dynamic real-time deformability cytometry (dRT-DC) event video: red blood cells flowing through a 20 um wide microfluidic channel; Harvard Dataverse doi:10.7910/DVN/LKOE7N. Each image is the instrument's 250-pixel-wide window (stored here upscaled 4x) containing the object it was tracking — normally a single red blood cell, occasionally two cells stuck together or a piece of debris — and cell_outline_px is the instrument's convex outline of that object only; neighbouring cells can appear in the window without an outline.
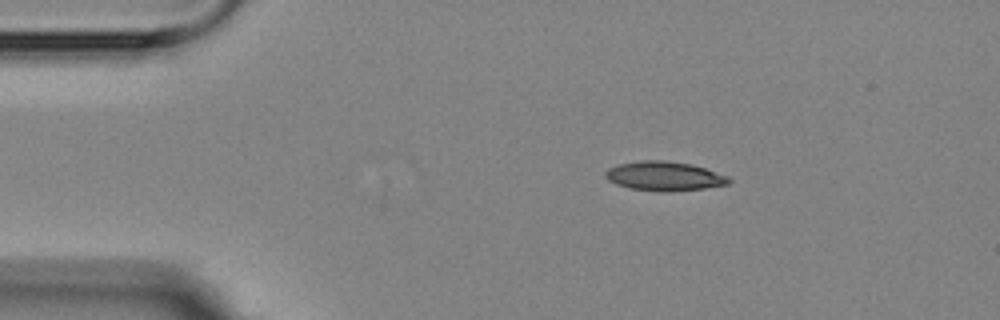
{"species": "Egyptian fruit bat (a non-hibernating species)", "species_latin": "Rousettus aegyptiacus", "temperature_condition": "room temperature", "stored_images_in_passage": 3, "camera_frame_rate_fps": 3000, "um_per_image_px": 0.085, "animal": {"sex": "female"}, "frame": {"image": 1, "passage_image": 2, "time_ms": 1.0, "image_size_px": [1000, 320], "cell_outline_px": [[732, 180], [728, 184], [704, 188], [668, 192], [660, 192], [628, 188], [616, 184], [608, 180], [604, 176], [604, 172], [608, 168], [616, 164], [640, 160], [664, 160], [692, 164], [728, 176]], "centroid_in_image_um": [56.42, 14.97], "position_along_channel_um": 28.6, "area_um2": 21.27}}